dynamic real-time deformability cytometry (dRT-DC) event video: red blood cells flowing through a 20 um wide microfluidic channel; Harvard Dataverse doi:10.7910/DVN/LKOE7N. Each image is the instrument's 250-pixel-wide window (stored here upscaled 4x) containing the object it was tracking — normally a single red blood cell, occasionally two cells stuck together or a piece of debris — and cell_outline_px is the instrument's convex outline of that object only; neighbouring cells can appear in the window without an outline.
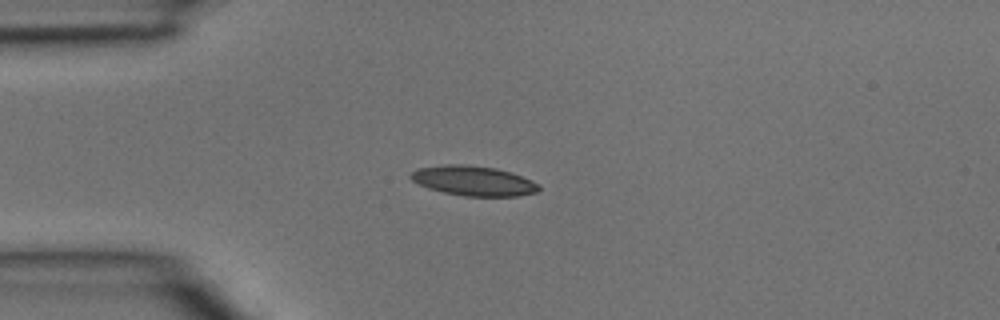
{"species": "common noctule bat (a hibernating species)", "species_latin": "Nyctalus noctula", "temperature_condition": "room temperature", "stored_images_in_passage": 2, "camera_frame_rate_fps": 3000, "um_per_image_px": 0.085, "animal": {"sex": "male", "body_mass_g": 15.6}, "frame": {"image": 1, "passage_image": 1, "time_ms": 0.0, "image_size_px": [1000, 320], "cell_outline_px": [[540, 188], [536, 192], [516, 196], [464, 196], [444, 192], [428, 188], [412, 180], [408, 176], [416, 168], [448, 164], [464, 164], [496, 168], [532, 180], [540, 184]], "centroid_in_image_um": [40.23, 15.36], "position_along_channel_um": 44.8, "area_um2": 22.14}}
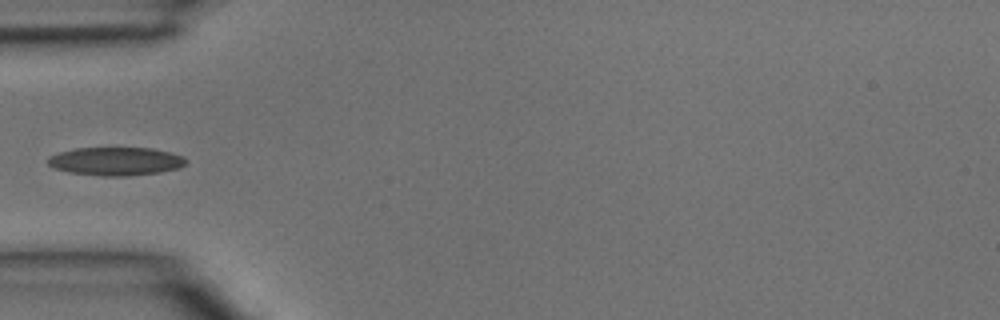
{"frame": {"image": 2, "passage_image": 2, "time_ms": 0.333, "image_size_px": [1000, 320], "cell_outline_px": [[188, 160], [180, 168], [160, 172], [128, 176], [100, 176], [68, 172], [56, 168], [48, 164], [48, 156], [60, 152], [76, 148], [152, 148], [184, 156]], "centroid_in_image_um": [9.86, 13.71], "position_along_channel_um": 75.1, "area_um2": 22.77}}